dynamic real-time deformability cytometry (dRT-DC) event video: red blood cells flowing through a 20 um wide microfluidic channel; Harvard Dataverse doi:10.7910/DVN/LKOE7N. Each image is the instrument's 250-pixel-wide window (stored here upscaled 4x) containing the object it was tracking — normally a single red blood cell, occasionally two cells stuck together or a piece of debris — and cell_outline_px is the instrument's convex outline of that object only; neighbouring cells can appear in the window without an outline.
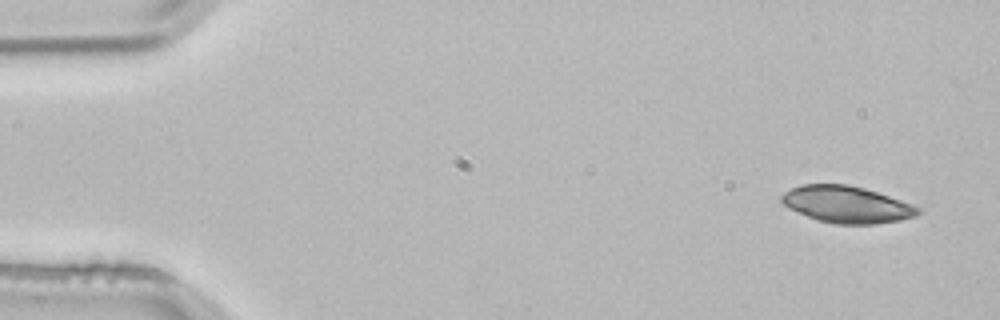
{"species": "common noctule bat (a hibernating species)", "species_latin": "Nyctalus noctula", "temperature_condition": "room temperature", "stored_images_in_passage": 3, "camera_frame_rate_fps": 3000, "um_per_image_px": 0.085, "animal": {"sex": "male", "body_mass_g": 21.5, "forearm_length_mm": 52.0}, "frame": {"image": 1, "passage_image": 1, "time_ms": 0.0, "image_size_px": [1000, 320], "cell_outline_px": [[920, 212], [916, 216], [900, 220], [876, 224], [832, 224], [816, 220], [796, 212], [788, 208], [780, 200], [780, 196], [784, 192], [800, 184], [848, 184], [864, 188], [912, 204], [920, 208]], "centroid_in_image_um": [71.93, 17.39], "position_along_channel_um": 13.1, "area_um2": 29.36}}